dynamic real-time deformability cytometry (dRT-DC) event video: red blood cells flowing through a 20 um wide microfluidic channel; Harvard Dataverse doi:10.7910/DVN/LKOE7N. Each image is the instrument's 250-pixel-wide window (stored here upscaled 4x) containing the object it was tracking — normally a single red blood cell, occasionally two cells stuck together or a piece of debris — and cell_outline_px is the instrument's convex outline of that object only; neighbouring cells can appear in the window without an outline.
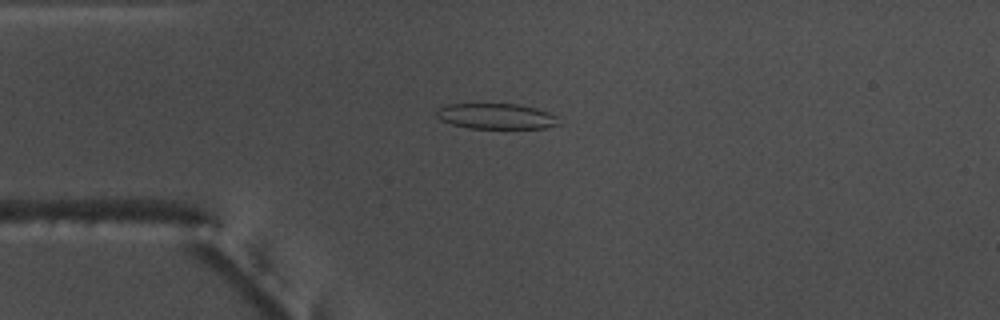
{"species": "common noctule bat (a hibernating species)", "species_latin": "Nyctalus noctula", "temperature_condition": "warm", "stored_images_in_passage": 55, "camera_frame_rate_fps": 3000, "um_per_image_px": 0.085, "animal": {"sex": "male", "body_mass_g": 17.5, "forearm_length_mm": 52.3}, "frame": {"image": 1, "passage_image": 14, "time_ms": 4.333, "image_size_px": [1000, 320], "cell_outline_px": [[560, 124], [544, 128], [468, 128], [452, 124], [440, 120], [436, 116], [436, 112], [440, 108], [448, 104], [516, 104], [536, 108], [548, 112], [556, 116]], "centroid_in_image_um": [42.17, 9.88], "position_along_channel_um": 42.8, "area_um2": 18.09}}
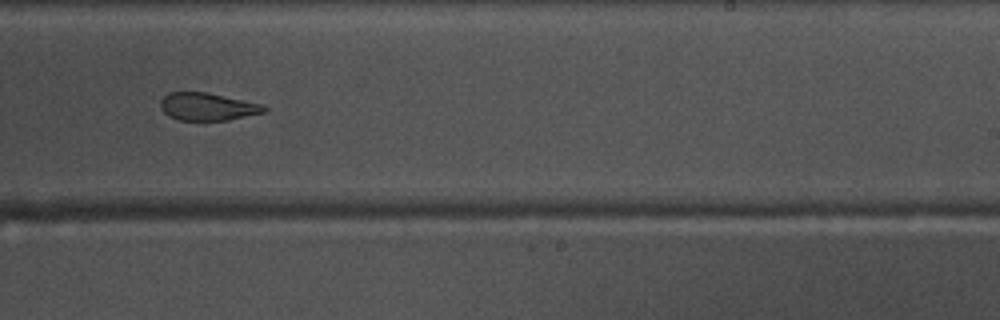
{"frame": {"image": 2, "passage_image": 34, "time_ms": 11.0, "image_size_px": [1000, 320], "cell_outline_px": [[268, 108], [264, 112], [228, 120], [180, 120], [168, 116], [160, 108], [160, 100], [168, 92], [208, 92], [264, 104]], "centroid_in_image_um": [17.64, 9.05], "position_along_channel_um": 271.4, "area_um2": 16.82}}
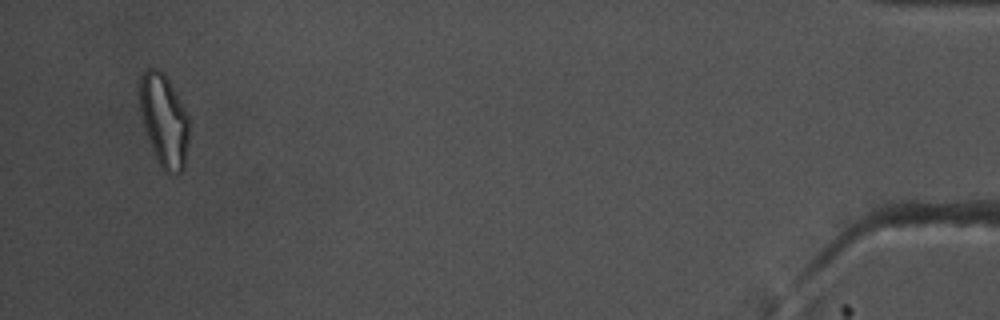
{"frame": {"image": 3, "passage_image": 53, "time_ms": 17.333, "image_size_px": [1000, 320], "cell_outline_px": [[188, 140], [184, 168], [176, 176], [172, 176], [164, 172], [152, 148], [144, 128], [140, 112], [140, 76], [148, 68], [156, 68], [164, 72], [184, 108], [188, 116]], "centroid_in_image_um": [13.94, 10.25], "position_along_channel_um": 421.3, "area_um2": 26.47}, "authors_computed_cell_mechanics": {"area_um2": 19.5942, "velocity_mm_per_s": 3.7095, "shape_relaxation_time_tau1_ms": null, "shape_relaxation_time_tau2_ms": 2.6743, "deformation_change_tau1": null, "deformation_change_tau2": 0.107}}